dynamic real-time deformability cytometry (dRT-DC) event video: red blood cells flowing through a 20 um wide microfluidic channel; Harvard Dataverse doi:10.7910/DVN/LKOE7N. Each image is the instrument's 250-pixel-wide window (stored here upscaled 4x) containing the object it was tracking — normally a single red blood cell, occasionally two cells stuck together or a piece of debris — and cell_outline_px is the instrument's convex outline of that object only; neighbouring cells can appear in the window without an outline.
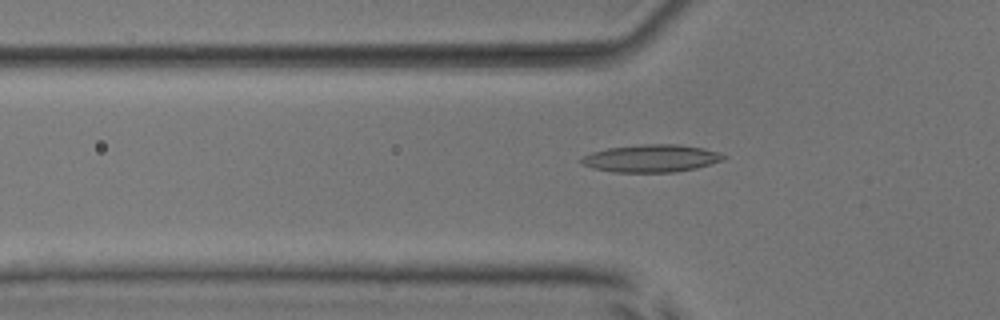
{"species": "common noctule bat (a hibernating species)", "species_latin": "Nyctalus noctula", "temperature_condition": "room temperature", "stored_images_in_passage": 52, "camera_frame_rate_fps": 3000, "um_per_image_px": 0.085, "animal": {"sex": "male", "body_mass_g": 17.9, "forearm_length_mm": 54.2}, "frame": {"image": 1, "passage_image": 18, "time_ms": 5.667, "image_size_px": [1000, 320], "cell_outline_px": [[728, 156], [724, 160], [696, 168], [676, 172], [612, 172], [592, 168], [580, 164], [580, 156], [592, 152], [608, 148], [640, 144], [680, 144], [704, 148]], "centroid_in_image_um": [55.33, 13.46], "position_along_channel_um": 70.5, "area_um2": 23.06}}
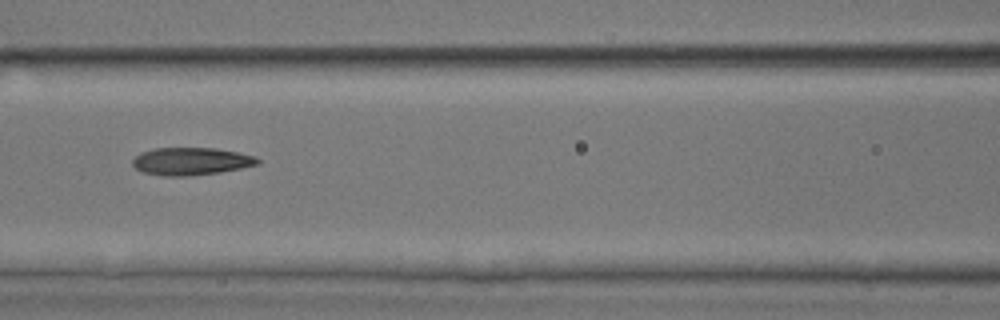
{"frame": {"image": 2, "passage_image": 24, "time_ms": 7.667, "image_size_px": [1000, 320], "cell_outline_px": [[260, 164], [220, 172], [188, 176], [164, 176], [144, 172], [136, 168], [132, 164], [132, 160], [140, 152], [156, 148], [216, 148], [256, 156], [260, 160]], "centroid_in_image_um": [16.25, 13.71], "position_along_channel_um": 150.4, "area_um2": 20.06}}
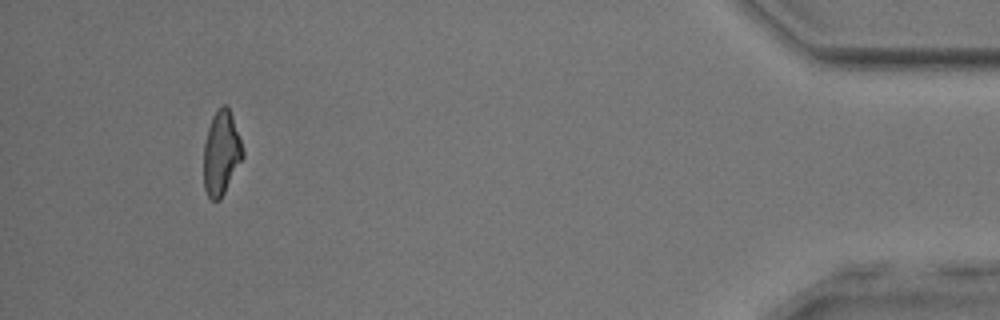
{"frame": {"image": 3, "passage_image": 49, "time_ms": 16.0, "image_size_px": [1000, 320], "cell_outline_px": [[244, 156], [220, 200], [212, 200], [208, 196], [204, 188], [204, 144], [208, 128], [212, 116], [216, 108], [224, 104], [228, 108], [232, 116], [244, 152]], "centroid_in_image_um": [18.8, 13.0], "position_along_channel_um": 416.4, "area_um2": 18.96}, "authors_computed_cell_mechanics": {"area_um2": 20.0566, "velocity_mm_per_s": 4.0064, "shape_relaxation_time_tau1_ms": null, "shape_relaxation_time_tau2_ms": 3.1866, "deformation_change_tau1": null, "deformation_change_tau2": 0.1236}}